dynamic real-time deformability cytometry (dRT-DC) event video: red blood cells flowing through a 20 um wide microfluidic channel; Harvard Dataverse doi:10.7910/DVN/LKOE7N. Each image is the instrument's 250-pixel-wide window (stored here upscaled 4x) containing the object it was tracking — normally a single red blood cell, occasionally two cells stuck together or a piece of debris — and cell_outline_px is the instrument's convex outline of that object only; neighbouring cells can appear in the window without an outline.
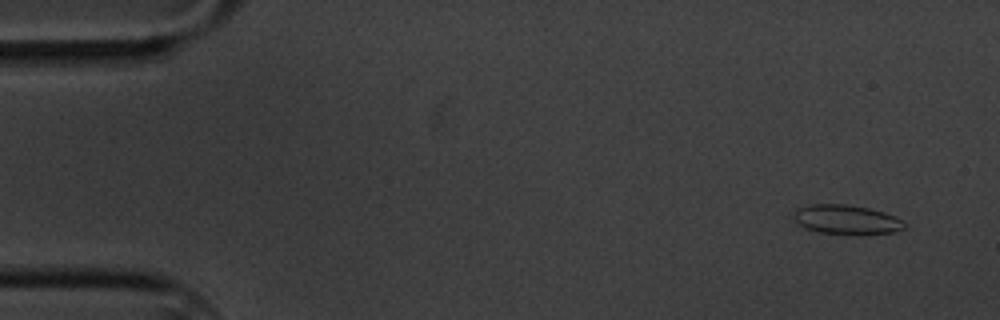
{"species": "common noctule bat (a hibernating species)", "species_latin": "Nyctalus noctula", "temperature_condition": "cold", "stored_images_in_passage": 4, "camera_frame_rate_fps": 3000, "um_per_image_px": 0.085, "animal": {"sex": "male", "body_mass_g": 20.1, "forearm_length_mm": 53.5}, "frame": {"image": 1, "passage_image": 1, "time_ms": 0.0, "image_size_px": [1000, 320], "cell_outline_px": [[904, 228], [892, 232], [820, 232], [804, 228], [792, 216], [796, 208], [808, 204], [844, 204], [868, 208], [884, 212], [896, 216], [904, 224]], "centroid_in_image_um": [71.87, 18.61], "position_along_channel_um": 13.1, "area_um2": 18.15}}